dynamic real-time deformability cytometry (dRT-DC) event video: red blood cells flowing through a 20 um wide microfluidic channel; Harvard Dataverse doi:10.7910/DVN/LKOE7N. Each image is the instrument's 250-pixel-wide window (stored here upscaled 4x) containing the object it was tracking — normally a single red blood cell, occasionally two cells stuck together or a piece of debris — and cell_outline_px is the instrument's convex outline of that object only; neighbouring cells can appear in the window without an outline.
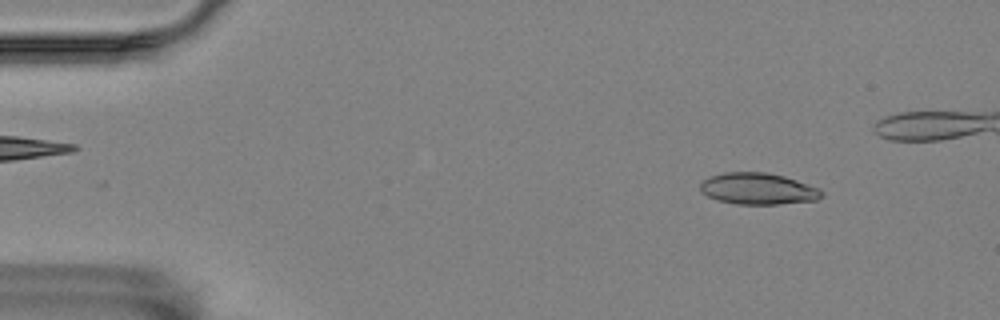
{"species": "Egyptian fruit bat (a non-hibernating species)", "species_latin": "Rousettus aegyptiacus", "temperature_condition": "room temperature", "stored_images_in_passage": 47, "camera_frame_rate_fps": 3000, "um_per_image_px": 0.085, "animal": {"sex": "female"}, "frame": {"image": 1, "passage_image": 4, "time_ms": 1.0, "image_size_px": [1000, 320], "cell_outline_px": [[824, 196], [816, 200], [776, 204], [736, 204], [716, 200], [700, 192], [700, 184], [704, 180], [712, 176], [724, 172], [768, 172], [784, 176], [820, 188], [824, 192]], "centroid_in_image_um": [64.45, 16.04], "position_along_channel_um": 20.6, "area_um2": 22.37}}
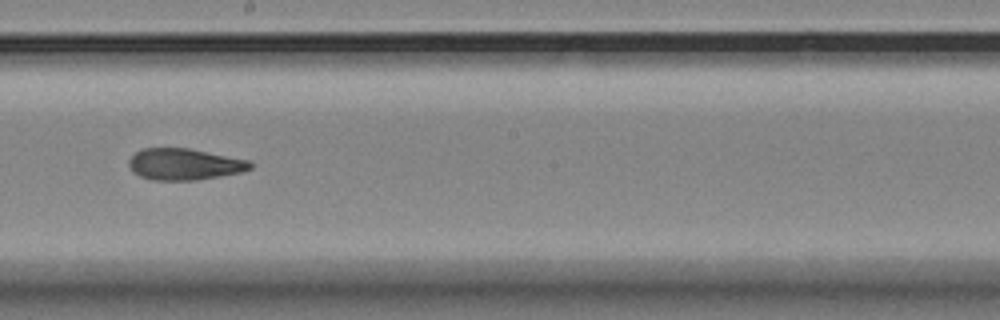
{"frame": {"image": 2, "passage_image": 29, "time_ms": 9.333, "image_size_px": [1000, 320], "cell_outline_px": [[252, 168], [244, 172], [196, 180], [152, 180], [140, 176], [132, 172], [128, 164], [128, 160], [136, 152], [144, 148], [188, 148], [248, 160], [252, 164]], "centroid_in_image_um": [15.66, 13.97], "position_along_channel_um": 232.5, "area_um2": 22.25}}
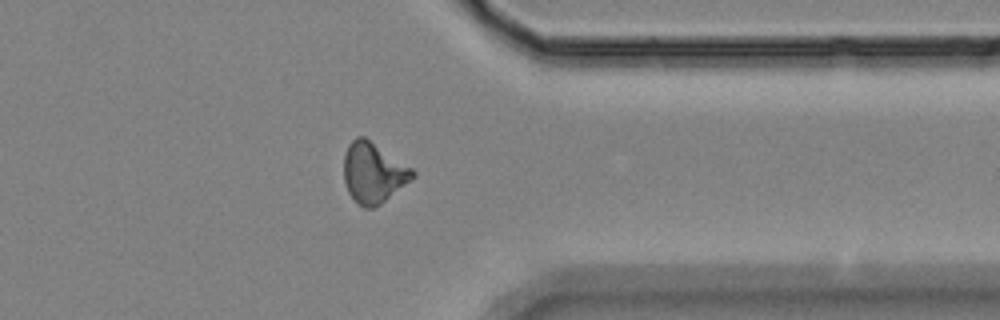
{"frame": {"image": 3, "passage_image": 42, "time_ms": 13.667, "image_size_px": [1000, 320], "cell_outline_px": [[416, 176], [412, 180], [380, 204], [372, 208], [364, 208], [356, 204], [348, 192], [344, 180], [344, 156], [348, 144], [356, 136], [364, 136], [412, 168], [416, 172]], "centroid_in_image_um": [31.73, 14.69], "position_along_channel_um": 379.7, "area_um2": 24.28}, "authors_computed_cell_mechanics": {"area_um2": 22.3686, "velocity_mm_per_s": 3.5359, "shape_relaxation_time_tau1_ms": null, "shape_relaxation_time_tau2_ms": 3.1657, "deformation_change_tau1": null, "deformation_change_tau2": 0.1075}}